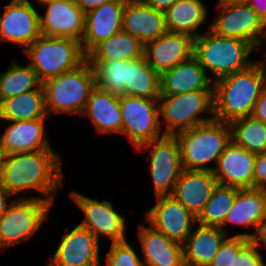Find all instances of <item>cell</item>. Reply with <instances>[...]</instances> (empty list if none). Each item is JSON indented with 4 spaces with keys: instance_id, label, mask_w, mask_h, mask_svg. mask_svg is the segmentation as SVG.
Listing matches in <instances>:
<instances>
[{
    "instance_id": "48",
    "label": "cell",
    "mask_w": 266,
    "mask_h": 266,
    "mask_svg": "<svg viewBox=\"0 0 266 266\" xmlns=\"http://www.w3.org/2000/svg\"><path fill=\"white\" fill-rule=\"evenodd\" d=\"M264 50H265L264 53L266 54V49L264 48ZM265 61H266V60H265ZM265 61H264V64H265V66H266V62H265Z\"/></svg>"
},
{
    "instance_id": "45",
    "label": "cell",
    "mask_w": 266,
    "mask_h": 266,
    "mask_svg": "<svg viewBox=\"0 0 266 266\" xmlns=\"http://www.w3.org/2000/svg\"><path fill=\"white\" fill-rule=\"evenodd\" d=\"M145 4L153 7L156 10L166 11L179 0H142Z\"/></svg>"
},
{
    "instance_id": "39",
    "label": "cell",
    "mask_w": 266,
    "mask_h": 266,
    "mask_svg": "<svg viewBox=\"0 0 266 266\" xmlns=\"http://www.w3.org/2000/svg\"><path fill=\"white\" fill-rule=\"evenodd\" d=\"M253 188L266 190V152L256 155Z\"/></svg>"
},
{
    "instance_id": "5",
    "label": "cell",
    "mask_w": 266,
    "mask_h": 266,
    "mask_svg": "<svg viewBox=\"0 0 266 266\" xmlns=\"http://www.w3.org/2000/svg\"><path fill=\"white\" fill-rule=\"evenodd\" d=\"M96 87L92 66L85 60L77 68L42 83L48 116L52 113H83L91 91Z\"/></svg>"
},
{
    "instance_id": "41",
    "label": "cell",
    "mask_w": 266,
    "mask_h": 266,
    "mask_svg": "<svg viewBox=\"0 0 266 266\" xmlns=\"http://www.w3.org/2000/svg\"><path fill=\"white\" fill-rule=\"evenodd\" d=\"M252 116L266 124V85L262 88L260 97L255 103Z\"/></svg>"
},
{
    "instance_id": "4",
    "label": "cell",
    "mask_w": 266,
    "mask_h": 266,
    "mask_svg": "<svg viewBox=\"0 0 266 266\" xmlns=\"http://www.w3.org/2000/svg\"><path fill=\"white\" fill-rule=\"evenodd\" d=\"M179 141L181 164L186 170L213 172L219 157L231 142L229 123L212 120L175 135Z\"/></svg>"
},
{
    "instance_id": "30",
    "label": "cell",
    "mask_w": 266,
    "mask_h": 266,
    "mask_svg": "<svg viewBox=\"0 0 266 266\" xmlns=\"http://www.w3.org/2000/svg\"><path fill=\"white\" fill-rule=\"evenodd\" d=\"M144 45L123 30L97 44L87 55V61H129L143 56Z\"/></svg>"
},
{
    "instance_id": "18",
    "label": "cell",
    "mask_w": 266,
    "mask_h": 266,
    "mask_svg": "<svg viewBox=\"0 0 266 266\" xmlns=\"http://www.w3.org/2000/svg\"><path fill=\"white\" fill-rule=\"evenodd\" d=\"M256 154L236 145L226 146L213 170L218 184L240 189L253 188Z\"/></svg>"
},
{
    "instance_id": "43",
    "label": "cell",
    "mask_w": 266,
    "mask_h": 266,
    "mask_svg": "<svg viewBox=\"0 0 266 266\" xmlns=\"http://www.w3.org/2000/svg\"><path fill=\"white\" fill-rule=\"evenodd\" d=\"M13 195L7 190V188L2 184L0 179V218L6 212L8 205L11 203Z\"/></svg>"
},
{
    "instance_id": "12",
    "label": "cell",
    "mask_w": 266,
    "mask_h": 266,
    "mask_svg": "<svg viewBox=\"0 0 266 266\" xmlns=\"http://www.w3.org/2000/svg\"><path fill=\"white\" fill-rule=\"evenodd\" d=\"M70 199L84 213L80 226L90 230L100 241V236L111 239V243L126 241L125 217L117 212L110 201H99L72 190Z\"/></svg>"
},
{
    "instance_id": "37",
    "label": "cell",
    "mask_w": 266,
    "mask_h": 266,
    "mask_svg": "<svg viewBox=\"0 0 266 266\" xmlns=\"http://www.w3.org/2000/svg\"><path fill=\"white\" fill-rule=\"evenodd\" d=\"M250 241L243 236L227 237L209 266H234L237 253Z\"/></svg>"
},
{
    "instance_id": "13",
    "label": "cell",
    "mask_w": 266,
    "mask_h": 266,
    "mask_svg": "<svg viewBox=\"0 0 266 266\" xmlns=\"http://www.w3.org/2000/svg\"><path fill=\"white\" fill-rule=\"evenodd\" d=\"M39 14L29 0H10L0 14V43L11 42L24 51L41 35Z\"/></svg>"
},
{
    "instance_id": "35",
    "label": "cell",
    "mask_w": 266,
    "mask_h": 266,
    "mask_svg": "<svg viewBox=\"0 0 266 266\" xmlns=\"http://www.w3.org/2000/svg\"><path fill=\"white\" fill-rule=\"evenodd\" d=\"M238 192L239 188L237 187L217 184L211 198L197 217V223L221 227Z\"/></svg>"
},
{
    "instance_id": "20",
    "label": "cell",
    "mask_w": 266,
    "mask_h": 266,
    "mask_svg": "<svg viewBox=\"0 0 266 266\" xmlns=\"http://www.w3.org/2000/svg\"><path fill=\"white\" fill-rule=\"evenodd\" d=\"M45 120L10 121L0 134V155L53 149L46 134Z\"/></svg>"
},
{
    "instance_id": "7",
    "label": "cell",
    "mask_w": 266,
    "mask_h": 266,
    "mask_svg": "<svg viewBox=\"0 0 266 266\" xmlns=\"http://www.w3.org/2000/svg\"><path fill=\"white\" fill-rule=\"evenodd\" d=\"M160 118L165 135H176L195 126L214 120L213 91L160 96L158 99ZM211 114L212 116H204ZM203 115V116H201Z\"/></svg>"
},
{
    "instance_id": "3",
    "label": "cell",
    "mask_w": 266,
    "mask_h": 266,
    "mask_svg": "<svg viewBox=\"0 0 266 266\" xmlns=\"http://www.w3.org/2000/svg\"><path fill=\"white\" fill-rule=\"evenodd\" d=\"M255 51L258 50L250 42L217 35L209 28L194 38L193 55L207 75L211 71L213 82L249 68L256 62L248 58Z\"/></svg>"
},
{
    "instance_id": "31",
    "label": "cell",
    "mask_w": 266,
    "mask_h": 266,
    "mask_svg": "<svg viewBox=\"0 0 266 266\" xmlns=\"http://www.w3.org/2000/svg\"><path fill=\"white\" fill-rule=\"evenodd\" d=\"M160 74L145 60L144 56L127 61L126 95L159 99Z\"/></svg>"
},
{
    "instance_id": "46",
    "label": "cell",
    "mask_w": 266,
    "mask_h": 266,
    "mask_svg": "<svg viewBox=\"0 0 266 266\" xmlns=\"http://www.w3.org/2000/svg\"><path fill=\"white\" fill-rule=\"evenodd\" d=\"M266 22L264 23V33H263V37H262V41H261V45L259 47L258 50H262V48L264 49V47L266 48Z\"/></svg>"
},
{
    "instance_id": "14",
    "label": "cell",
    "mask_w": 266,
    "mask_h": 266,
    "mask_svg": "<svg viewBox=\"0 0 266 266\" xmlns=\"http://www.w3.org/2000/svg\"><path fill=\"white\" fill-rule=\"evenodd\" d=\"M155 198L157 202L147 210L144 221L183 245L197 224V217L171 195Z\"/></svg>"
},
{
    "instance_id": "16",
    "label": "cell",
    "mask_w": 266,
    "mask_h": 266,
    "mask_svg": "<svg viewBox=\"0 0 266 266\" xmlns=\"http://www.w3.org/2000/svg\"><path fill=\"white\" fill-rule=\"evenodd\" d=\"M44 15L39 14L40 31L50 37H69L82 41L85 33V13L73 0H48Z\"/></svg>"
},
{
    "instance_id": "44",
    "label": "cell",
    "mask_w": 266,
    "mask_h": 266,
    "mask_svg": "<svg viewBox=\"0 0 266 266\" xmlns=\"http://www.w3.org/2000/svg\"><path fill=\"white\" fill-rule=\"evenodd\" d=\"M246 3L256 12V14L266 22V0H247Z\"/></svg>"
},
{
    "instance_id": "6",
    "label": "cell",
    "mask_w": 266,
    "mask_h": 266,
    "mask_svg": "<svg viewBox=\"0 0 266 266\" xmlns=\"http://www.w3.org/2000/svg\"><path fill=\"white\" fill-rule=\"evenodd\" d=\"M29 56L28 64L35 70L43 83L77 68L86 60L81 42L69 37L40 35L24 51Z\"/></svg>"
},
{
    "instance_id": "29",
    "label": "cell",
    "mask_w": 266,
    "mask_h": 266,
    "mask_svg": "<svg viewBox=\"0 0 266 266\" xmlns=\"http://www.w3.org/2000/svg\"><path fill=\"white\" fill-rule=\"evenodd\" d=\"M48 117L42 85L36 90L7 98L0 103V121H27Z\"/></svg>"
},
{
    "instance_id": "38",
    "label": "cell",
    "mask_w": 266,
    "mask_h": 266,
    "mask_svg": "<svg viewBox=\"0 0 266 266\" xmlns=\"http://www.w3.org/2000/svg\"><path fill=\"white\" fill-rule=\"evenodd\" d=\"M259 248L249 241L236 255L234 266H266Z\"/></svg>"
},
{
    "instance_id": "32",
    "label": "cell",
    "mask_w": 266,
    "mask_h": 266,
    "mask_svg": "<svg viewBox=\"0 0 266 266\" xmlns=\"http://www.w3.org/2000/svg\"><path fill=\"white\" fill-rule=\"evenodd\" d=\"M7 70L0 72V103L10 97L36 90L42 82L35 70L29 65L20 66L12 59Z\"/></svg>"
},
{
    "instance_id": "40",
    "label": "cell",
    "mask_w": 266,
    "mask_h": 266,
    "mask_svg": "<svg viewBox=\"0 0 266 266\" xmlns=\"http://www.w3.org/2000/svg\"><path fill=\"white\" fill-rule=\"evenodd\" d=\"M236 236H243L250 239L258 248L266 247V214L258 223L255 232L252 233H237Z\"/></svg>"
},
{
    "instance_id": "17",
    "label": "cell",
    "mask_w": 266,
    "mask_h": 266,
    "mask_svg": "<svg viewBox=\"0 0 266 266\" xmlns=\"http://www.w3.org/2000/svg\"><path fill=\"white\" fill-rule=\"evenodd\" d=\"M194 51V38L188 34L169 32L144 45L143 56L160 75L176 64L190 58Z\"/></svg>"
},
{
    "instance_id": "9",
    "label": "cell",
    "mask_w": 266,
    "mask_h": 266,
    "mask_svg": "<svg viewBox=\"0 0 266 266\" xmlns=\"http://www.w3.org/2000/svg\"><path fill=\"white\" fill-rule=\"evenodd\" d=\"M122 133L132 146H139L165 136L161 126L158 99L120 96ZM162 130V131H161Z\"/></svg>"
},
{
    "instance_id": "10",
    "label": "cell",
    "mask_w": 266,
    "mask_h": 266,
    "mask_svg": "<svg viewBox=\"0 0 266 266\" xmlns=\"http://www.w3.org/2000/svg\"><path fill=\"white\" fill-rule=\"evenodd\" d=\"M219 9L209 29L217 35L250 42L259 49L264 33V22L246 2L218 0Z\"/></svg>"
},
{
    "instance_id": "33",
    "label": "cell",
    "mask_w": 266,
    "mask_h": 266,
    "mask_svg": "<svg viewBox=\"0 0 266 266\" xmlns=\"http://www.w3.org/2000/svg\"><path fill=\"white\" fill-rule=\"evenodd\" d=\"M231 140L253 154L266 152V124L253 116L232 120Z\"/></svg>"
},
{
    "instance_id": "8",
    "label": "cell",
    "mask_w": 266,
    "mask_h": 266,
    "mask_svg": "<svg viewBox=\"0 0 266 266\" xmlns=\"http://www.w3.org/2000/svg\"><path fill=\"white\" fill-rule=\"evenodd\" d=\"M52 206L51 202L33 196L12 199L0 218V249L30 240L47 220Z\"/></svg>"
},
{
    "instance_id": "24",
    "label": "cell",
    "mask_w": 266,
    "mask_h": 266,
    "mask_svg": "<svg viewBox=\"0 0 266 266\" xmlns=\"http://www.w3.org/2000/svg\"><path fill=\"white\" fill-rule=\"evenodd\" d=\"M138 239L144 266H185L183 245L169 239L151 225H139Z\"/></svg>"
},
{
    "instance_id": "23",
    "label": "cell",
    "mask_w": 266,
    "mask_h": 266,
    "mask_svg": "<svg viewBox=\"0 0 266 266\" xmlns=\"http://www.w3.org/2000/svg\"><path fill=\"white\" fill-rule=\"evenodd\" d=\"M217 184L213 172L182 169L171 196L198 217Z\"/></svg>"
},
{
    "instance_id": "2",
    "label": "cell",
    "mask_w": 266,
    "mask_h": 266,
    "mask_svg": "<svg viewBox=\"0 0 266 266\" xmlns=\"http://www.w3.org/2000/svg\"><path fill=\"white\" fill-rule=\"evenodd\" d=\"M264 60L213 82L214 120L230 123L252 116L255 103L266 85Z\"/></svg>"
},
{
    "instance_id": "21",
    "label": "cell",
    "mask_w": 266,
    "mask_h": 266,
    "mask_svg": "<svg viewBox=\"0 0 266 266\" xmlns=\"http://www.w3.org/2000/svg\"><path fill=\"white\" fill-rule=\"evenodd\" d=\"M127 0H112L85 14V33L81 47L87 55L97 44L122 30Z\"/></svg>"
},
{
    "instance_id": "27",
    "label": "cell",
    "mask_w": 266,
    "mask_h": 266,
    "mask_svg": "<svg viewBox=\"0 0 266 266\" xmlns=\"http://www.w3.org/2000/svg\"><path fill=\"white\" fill-rule=\"evenodd\" d=\"M266 214V190L245 188L240 189L233 205L220 227L226 234L224 226L234 224L242 227H253L254 232L260 220Z\"/></svg>"
},
{
    "instance_id": "11",
    "label": "cell",
    "mask_w": 266,
    "mask_h": 266,
    "mask_svg": "<svg viewBox=\"0 0 266 266\" xmlns=\"http://www.w3.org/2000/svg\"><path fill=\"white\" fill-rule=\"evenodd\" d=\"M150 150L149 168L155 196L171 195L182 171L179 141L174 135H165L147 142L137 150Z\"/></svg>"
},
{
    "instance_id": "22",
    "label": "cell",
    "mask_w": 266,
    "mask_h": 266,
    "mask_svg": "<svg viewBox=\"0 0 266 266\" xmlns=\"http://www.w3.org/2000/svg\"><path fill=\"white\" fill-rule=\"evenodd\" d=\"M122 30L136 37L143 45L168 31L164 12L150 7L142 0H127L123 10Z\"/></svg>"
},
{
    "instance_id": "28",
    "label": "cell",
    "mask_w": 266,
    "mask_h": 266,
    "mask_svg": "<svg viewBox=\"0 0 266 266\" xmlns=\"http://www.w3.org/2000/svg\"><path fill=\"white\" fill-rule=\"evenodd\" d=\"M169 32L184 33L196 38L202 33L198 28L207 24L208 8L203 0H179L164 11Z\"/></svg>"
},
{
    "instance_id": "1",
    "label": "cell",
    "mask_w": 266,
    "mask_h": 266,
    "mask_svg": "<svg viewBox=\"0 0 266 266\" xmlns=\"http://www.w3.org/2000/svg\"><path fill=\"white\" fill-rule=\"evenodd\" d=\"M61 162L53 149L0 155V179L15 198H23L20 194L31 189L40 193L35 198L53 204L64 180Z\"/></svg>"
},
{
    "instance_id": "34",
    "label": "cell",
    "mask_w": 266,
    "mask_h": 266,
    "mask_svg": "<svg viewBox=\"0 0 266 266\" xmlns=\"http://www.w3.org/2000/svg\"><path fill=\"white\" fill-rule=\"evenodd\" d=\"M92 66L95 85L99 90L117 96L126 95L127 61H88Z\"/></svg>"
},
{
    "instance_id": "25",
    "label": "cell",
    "mask_w": 266,
    "mask_h": 266,
    "mask_svg": "<svg viewBox=\"0 0 266 266\" xmlns=\"http://www.w3.org/2000/svg\"><path fill=\"white\" fill-rule=\"evenodd\" d=\"M227 234L215 226L197 223L183 244L185 266H209Z\"/></svg>"
},
{
    "instance_id": "42",
    "label": "cell",
    "mask_w": 266,
    "mask_h": 266,
    "mask_svg": "<svg viewBox=\"0 0 266 266\" xmlns=\"http://www.w3.org/2000/svg\"><path fill=\"white\" fill-rule=\"evenodd\" d=\"M80 9L87 14L88 12L95 10L102 4L111 2L112 0H73Z\"/></svg>"
},
{
    "instance_id": "26",
    "label": "cell",
    "mask_w": 266,
    "mask_h": 266,
    "mask_svg": "<svg viewBox=\"0 0 266 266\" xmlns=\"http://www.w3.org/2000/svg\"><path fill=\"white\" fill-rule=\"evenodd\" d=\"M120 96L99 90L95 87L86 102L82 117L92 121L98 133L107 135L122 133Z\"/></svg>"
},
{
    "instance_id": "19",
    "label": "cell",
    "mask_w": 266,
    "mask_h": 266,
    "mask_svg": "<svg viewBox=\"0 0 266 266\" xmlns=\"http://www.w3.org/2000/svg\"><path fill=\"white\" fill-rule=\"evenodd\" d=\"M160 83V96L213 91V77L207 75L194 55L163 72Z\"/></svg>"
},
{
    "instance_id": "15",
    "label": "cell",
    "mask_w": 266,
    "mask_h": 266,
    "mask_svg": "<svg viewBox=\"0 0 266 266\" xmlns=\"http://www.w3.org/2000/svg\"><path fill=\"white\" fill-rule=\"evenodd\" d=\"M96 236L79 224L61 237L46 266H102Z\"/></svg>"
},
{
    "instance_id": "36",
    "label": "cell",
    "mask_w": 266,
    "mask_h": 266,
    "mask_svg": "<svg viewBox=\"0 0 266 266\" xmlns=\"http://www.w3.org/2000/svg\"><path fill=\"white\" fill-rule=\"evenodd\" d=\"M110 244V249L105 254L106 266H144L127 240Z\"/></svg>"
},
{
    "instance_id": "47",
    "label": "cell",
    "mask_w": 266,
    "mask_h": 266,
    "mask_svg": "<svg viewBox=\"0 0 266 266\" xmlns=\"http://www.w3.org/2000/svg\"><path fill=\"white\" fill-rule=\"evenodd\" d=\"M37 3H39V4H42L43 2H45V1H48V0H35Z\"/></svg>"
}]
</instances>
